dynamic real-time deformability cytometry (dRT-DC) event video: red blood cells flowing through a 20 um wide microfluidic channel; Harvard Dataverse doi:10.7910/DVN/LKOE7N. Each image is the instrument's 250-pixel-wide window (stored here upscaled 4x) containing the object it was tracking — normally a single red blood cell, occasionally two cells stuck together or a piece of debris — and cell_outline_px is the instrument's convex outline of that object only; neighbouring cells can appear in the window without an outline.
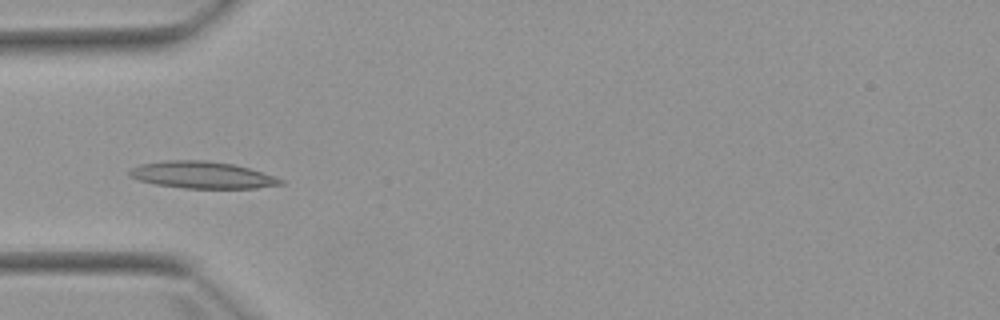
{"species": "Egyptian fruit bat (a non-hibernating species)", "species_latin": "Rousettus aegyptiacus", "temperature_condition": "warm", "stored_images_in_passage": 6, "camera_frame_rate_fps": 3000, "um_per_image_px": 0.085, "animal": {"sex": "female"}, "frame": {"image": 1, "passage_image": 4, "time_ms": 3.667, "image_size_px": [1000, 320], "cell_outline_px": [[284, 184], [256, 188], [184, 188], [152, 184], [128, 176], [128, 172], [132, 168], [140, 164], [164, 160], [208, 160], [236, 164], [276, 176], [284, 180]], "centroid_in_image_um": [17.2, 14.86], "position_along_channel_um": 67.8, "area_um2": 23.99}}
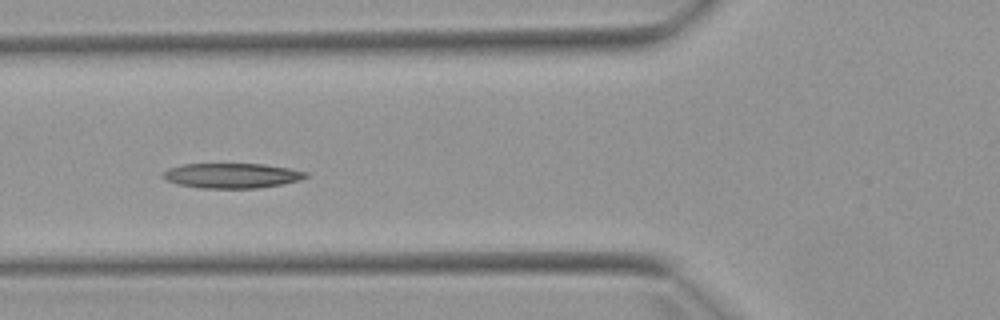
{"frame": {"image": 2, "passage_image": 5, "time_ms": 4.667, "image_size_px": [1000, 320], "cell_outline_px": [[308, 176], [300, 180], [280, 184], [256, 188], [200, 188], [176, 184], [164, 180], [160, 176], [168, 168], [184, 164], [264, 164], [288, 168], [308, 172]], "centroid_in_image_um": [19.66, 14.93], "position_along_channel_um": 106.1, "area_um2": 20.81}}
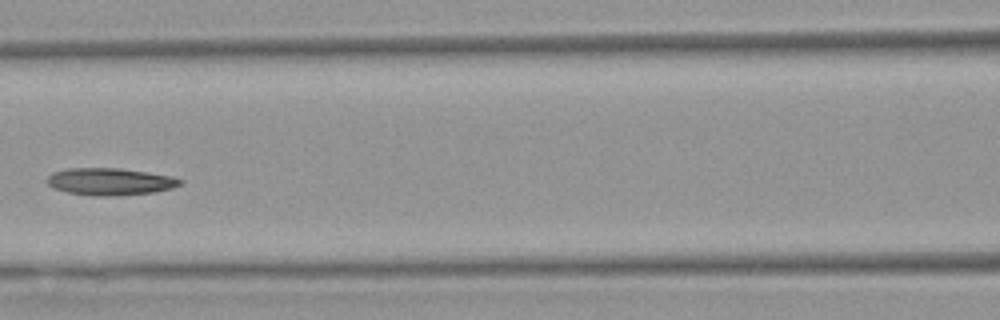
{"frame": {"image": 3, "passage_image": 6, "time_ms": 6.0, "image_size_px": [1000, 320], "cell_outline_px": [[184, 180], [180, 184], [172, 188], [152, 192], [120, 196], [92, 196], [68, 192], [52, 188], [48, 184], [48, 176], [52, 172], [68, 168], [120, 168], [172, 176]], "centroid_in_image_um": [9.34, 15.44], "position_along_channel_um": 157.3, "area_um2": 21.1}}